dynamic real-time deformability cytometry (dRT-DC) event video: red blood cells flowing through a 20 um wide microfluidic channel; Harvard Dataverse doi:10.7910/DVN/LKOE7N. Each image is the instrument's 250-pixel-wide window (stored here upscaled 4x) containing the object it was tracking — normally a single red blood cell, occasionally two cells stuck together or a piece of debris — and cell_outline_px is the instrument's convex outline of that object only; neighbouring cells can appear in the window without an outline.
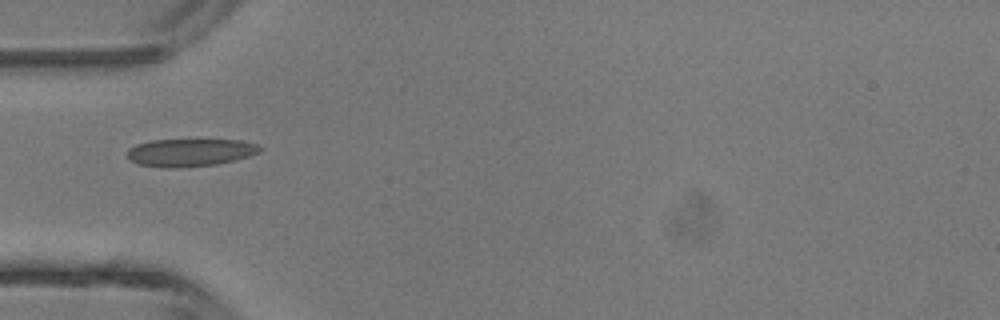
{"species": "common noctule bat (a hibernating species)", "species_latin": "Nyctalus noctula", "temperature_condition": "room temperature", "stored_images_in_passage": 5, "camera_frame_rate_fps": 3000, "um_per_image_px": 0.085, "animal": {"sex": "male", "body_mass_g": 13.3}, "frame": {"image": 1, "passage_image": 3, "time_ms": 3.333, "image_size_px": [1000, 320], "cell_outline_px": [[264, 148], [260, 152], [248, 156], [216, 164], [180, 168], [164, 168], [140, 164], [132, 160], [128, 156], [128, 148], [136, 144], [152, 140], [240, 140], [256, 144]], "centroid_in_image_um": [16.16, 12.96], "position_along_channel_um": 68.8, "area_um2": 21.27}}
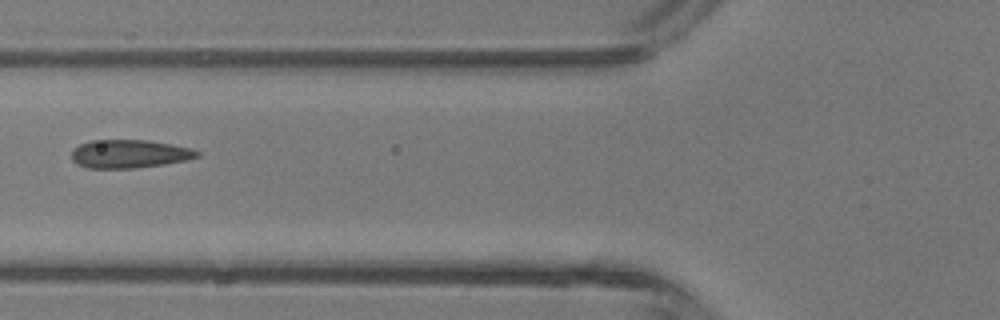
{"frame": {"image": 2, "passage_image": 4, "time_ms": 4.333, "image_size_px": [1000, 320], "cell_outline_px": [[200, 156], [184, 160], [164, 164], [136, 168], [88, 168], [76, 164], [72, 160], [72, 152], [80, 144], [92, 140], [148, 140], [172, 144], [192, 148], [200, 152]], "centroid_in_image_um": [11.01, 13.08], "position_along_channel_um": 114.8, "area_um2": 20.69}}
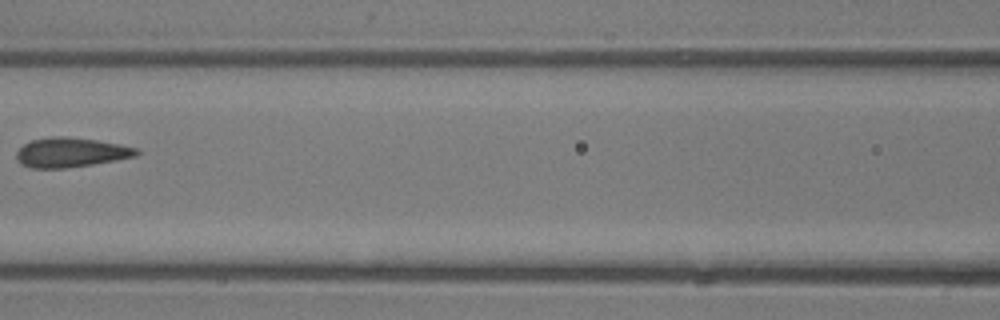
{"frame": {"image": 3, "passage_image": 5, "time_ms": 5.333, "image_size_px": [1000, 320], "cell_outline_px": [[140, 152], [136, 156], [116, 160], [92, 164], [64, 168], [32, 168], [20, 164], [16, 160], [16, 152], [24, 144], [32, 140], [52, 136], [68, 136], [96, 140], [120, 144], [136, 148]], "centroid_in_image_um": [5.99, 12.95], "position_along_channel_um": 160.6, "area_um2": 20.69}}